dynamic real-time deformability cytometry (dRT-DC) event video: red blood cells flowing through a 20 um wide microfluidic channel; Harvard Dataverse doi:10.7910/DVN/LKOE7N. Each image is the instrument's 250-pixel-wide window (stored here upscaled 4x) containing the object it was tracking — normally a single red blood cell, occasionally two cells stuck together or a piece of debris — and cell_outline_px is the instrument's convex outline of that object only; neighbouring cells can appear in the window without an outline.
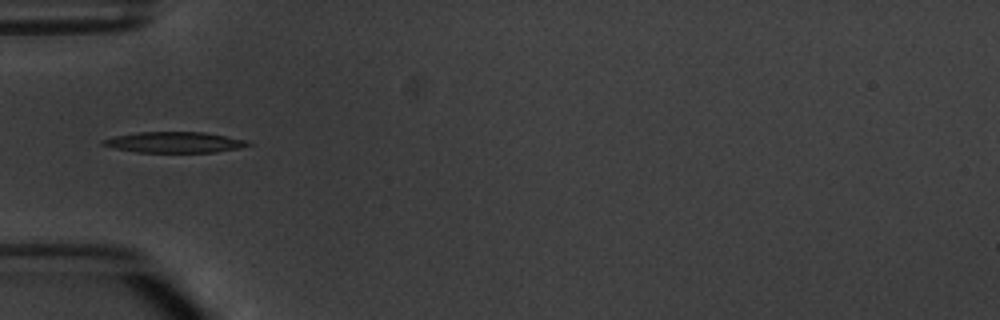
{"species": "common noctule bat (a hibernating species)", "species_latin": "Nyctalus noctula", "temperature_condition": "warm", "stored_images_in_passage": 7, "camera_frame_rate_fps": 3000, "um_per_image_px": 0.085, "animal": {"sex": "male", "body_mass_g": 20.1, "forearm_length_mm": 53.5}, "frame": {"image": 1, "passage_image": 4, "time_ms": 3.667, "image_size_px": [1000, 320], "cell_outline_px": [[252, 144], [240, 148], [216, 152], [136, 152], [112, 148], [100, 144], [100, 140], [116, 136], [136, 132], [204, 132], [244, 140]], "centroid_in_image_um": [14.76, 12.1], "position_along_channel_um": 70.2, "area_um2": 17.51}}
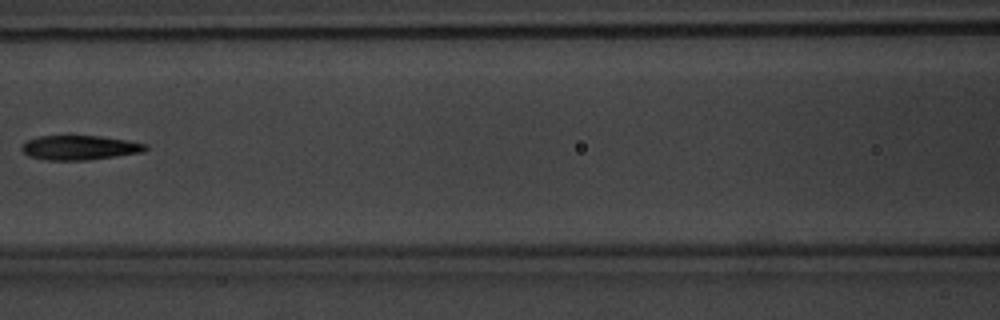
{"frame": {"image": 2, "passage_image": 6, "time_ms": 6.0, "image_size_px": [1000, 320], "cell_outline_px": [[148, 148], [144, 152], [88, 160], [48, 160], [28, 156], [20, 148], [28, 140], [40, 136], [100, 136], [148, 144]], "centroid_in_image_um": [6.79, 12.55], "position_along_channel_um": 159.8, "area_um2": 17.51}}